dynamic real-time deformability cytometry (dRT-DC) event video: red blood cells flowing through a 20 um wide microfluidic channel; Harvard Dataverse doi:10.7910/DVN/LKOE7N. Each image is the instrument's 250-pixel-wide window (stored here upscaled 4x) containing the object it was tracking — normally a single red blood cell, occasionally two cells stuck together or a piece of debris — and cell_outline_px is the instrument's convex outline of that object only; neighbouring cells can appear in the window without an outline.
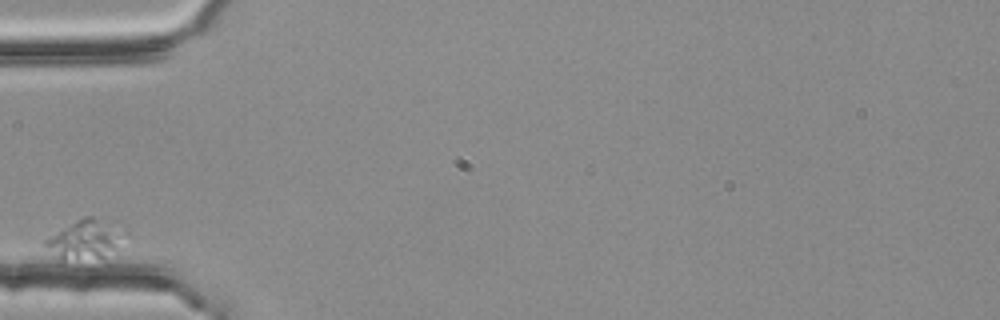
{"species": "common noctule bat (a hibernating species)", "species_latin": "Nyctalus noctula", "temperature_condition": "room temperature", "stored_images_in_passage": 2, "camera_frame_rate_fps": 3000, "um_per_image_px": 0.085, "animal": {"sex": "female", "body_mass_g": 25.1}, "frame": {"image": 1, "passage_image": 1, "time_ms": 0.0, "image_size_px": [1000, 320], "cell_outline_px": [[116, 248], [104, 256], [64, 264], [60, 264], [56, 260], [44, 244], [44, 240], [76, 220], [84, 216], [92, 216], [96, 220], [116, 244]], "centroid_in_image_um": [6.8, 20.54], "position_along_channel_um": 78.2, "area_um2": 15.95}}
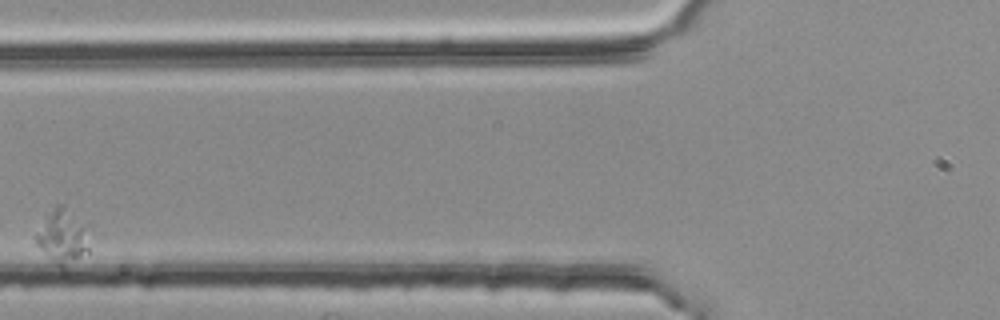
{"frame": {"image": 2, "passage_image": 2, "time_ms": 0.333, "image_size_px": [1000, 320], "cell_outline_px": [[92, 224], [88, 252], [64, 276], [36, 244], [36, 236], [48, 216], [56, 204], [64, 204]], "centroid_in_image_um": [5.48, 20.21], "position_along_channel_um": 120.3, "area_um2": 18.44}}